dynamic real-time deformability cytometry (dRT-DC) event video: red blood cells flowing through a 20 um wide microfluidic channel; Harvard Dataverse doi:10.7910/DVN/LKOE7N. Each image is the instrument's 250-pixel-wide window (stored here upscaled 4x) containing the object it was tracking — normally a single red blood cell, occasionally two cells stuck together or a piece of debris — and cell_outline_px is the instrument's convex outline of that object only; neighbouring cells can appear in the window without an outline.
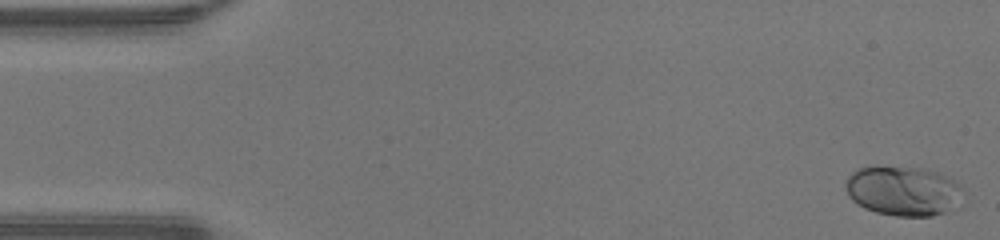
{"species": "human", "species_latin": "Homo sapiens", "temperature_condition": "warm", "stored_images_in_passage": 47, "camera_frame_rate_fps": 3000, "um_per_image_px": 0.085, "donor": {"sex": "male"}, "frame": {"image": 1, "passage_image": 1, "time_ms": 0.0, "image_size_px": [1000, 240], "cell_outline_px": [[964, 192], [944, 212], [932, 216], [896, 216], [876, 212], [864, 208], [856, 204], [848, 196], [844, 184], [844, 180], [852, 172], [860, 168], [928, 168], [940, 172], [956, 180], [960, 184]], "centroid_in_image_um": [76.74, 16.22], "position_along_channel_um": 8.3, "area_um2": 33.7}}
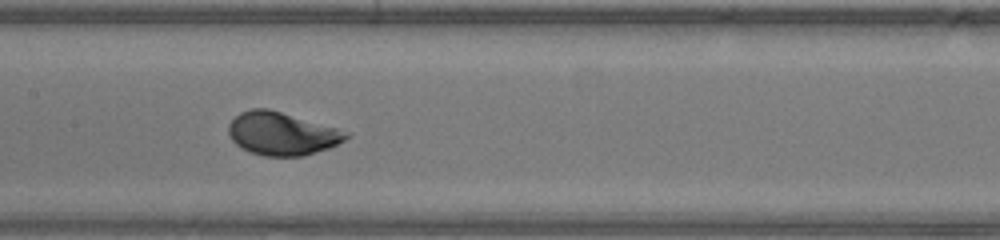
{"frame": {"image": 2, "passage_image": 23, "time_ms": 7.333, "image_size_px": [1000, 240], "cell_outline_px": [[352, 132], [344, 140], [328, 148], [304, 156], [264, 156], [248, 152], [240, 148], [232, 140], [228, 132], [228, 124], [240, 112], [252, 108], [268, 108]], "centroid_in_image_um": [23.94, 11.36], "position_along_channel_um": 183.5, "area_um2": 29.59}}
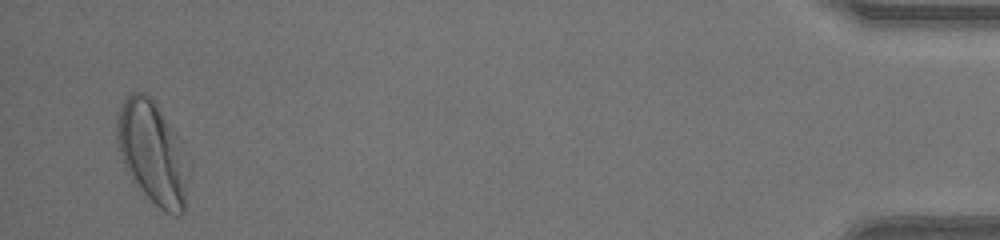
{"frame": {"image": 3, "passage_image": 46, "time_ms": 15.0, "image_size_px": [1000, 240], "cell_outline_px": [[184, 212], [180, 216], [172, 216], [164, 212], [140, 188], [124, 164], [120, 156], [116, 140], [116, 120], [120, 108], [124, 100], [132, 92], [144, 92], [156, 104], [176, 132], [180, 140], [184, 188]], "centroid_in_image_um": [12.87, 12.92], "position_along_channel_um": 422.3, "area_um2": 40.92}, "authors_computed_cell_mechanics": {"area_um2": 29.478, "velocity_mm_per_s": 4.3142, "shape_relaxation_time_tau1_ms": 2.0364, "shape_relaxation_time_tau2_ms": null, "deformation_change_tau1": 0.1371, "deformation_change_tau2": null}}